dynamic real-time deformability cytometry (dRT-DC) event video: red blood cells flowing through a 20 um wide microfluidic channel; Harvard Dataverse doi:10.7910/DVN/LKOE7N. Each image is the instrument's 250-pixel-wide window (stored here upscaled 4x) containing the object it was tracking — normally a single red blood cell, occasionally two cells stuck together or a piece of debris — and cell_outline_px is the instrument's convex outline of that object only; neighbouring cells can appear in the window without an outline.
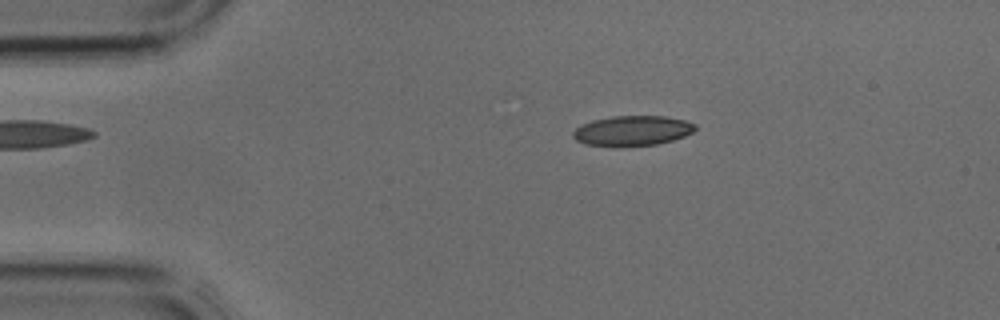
{"species": "common noctule bat (a hibernating species)", "species_latin": "Nyctalus noctula", "temperature_condition": "cold", "stored_images_in_passage": 4, "camera_frame_rate_fps": 3000, "um_per_image_px": 0.085, "animal": {"sex": "male", "body_mass_g": 17.9, "forearm_length_mm": 54.2}, "frame": {"image": 1, "passage_image": 3, "time_ms": 0.667, "image_size_px": [1000, 320], "cell_outline_px": [[696, 128], [692, 132], [684, 136], [672, 140], [656, 144], [584, 144], [576, 140], [572, 136], [572, 132], [580, 124], [592, 120], [612, 116], [664, 116], [684, 120], [696, 124]], "centroid_in_image_um": [53.74, 11.07], "position_along_channel_um": 31.3, "area_um2": 20.75}}